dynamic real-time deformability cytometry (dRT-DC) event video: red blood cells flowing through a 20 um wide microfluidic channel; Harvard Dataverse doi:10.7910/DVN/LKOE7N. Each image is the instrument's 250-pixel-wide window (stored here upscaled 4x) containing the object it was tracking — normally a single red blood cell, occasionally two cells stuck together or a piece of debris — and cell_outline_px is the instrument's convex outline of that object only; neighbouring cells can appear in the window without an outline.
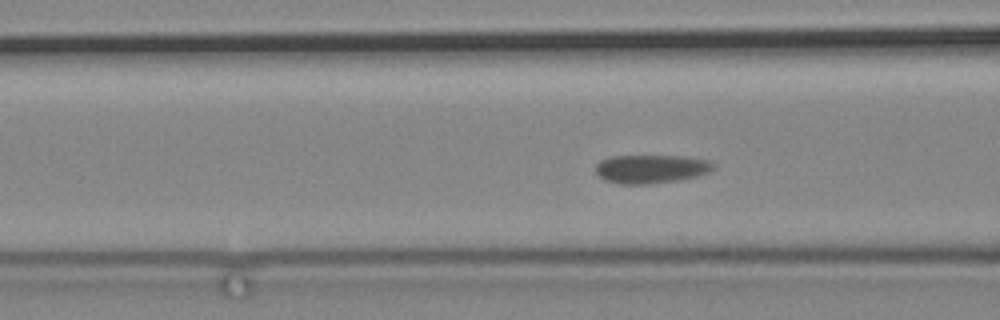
{"species": "common noctule bat (a hibernating species)", "species_latin": "Nyctalus noctula", "temperature_condition": "cold", "stored_images_in_passage": 47, "camera_frame_rate_fps": 3000, "um_per_image_px": 0.085, "animal": {"sex": "male", "body_mass_g": 19.2, "forearm_length_mm": 51.8}, "frame": {"image": 1, "passage_image": 6, "time_ms": 1.667, "image_size_px": [1000, 320], "cell_outline_px": [[716, 168], [708, 172], [696, 176], [680, 180], [652, 184], [620, 184], [604, 180], [596, 172], [596, 164], [600, 160], [608, 156], [688, 156], [708, 160], [716, 164]], "centroid_in_image_um": [55.36, 14.35], "position_along_channel_um": 111.2, "area_um2": 19.88}}
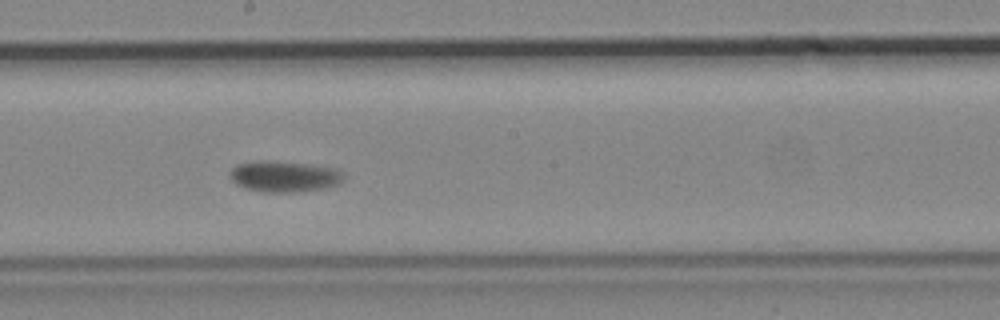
{"frame": {"image": 2, "passage_image": 17, "time_ms": 5.333, "image_size_px": [1000, 320], "cell_outline_px": [[344, 176], [340, 184], [324, 188], [292, 192], [260, 192], [244, 188], [236, 184], [228, 176], [228, 172], [236, 164], [256, 160], [268, 160], [308, 164], [336, 168]], "centroid_in_image_um": [24.09, 14.99], "position_along_channel_um": 224.1, "area_um2": 20.81}}
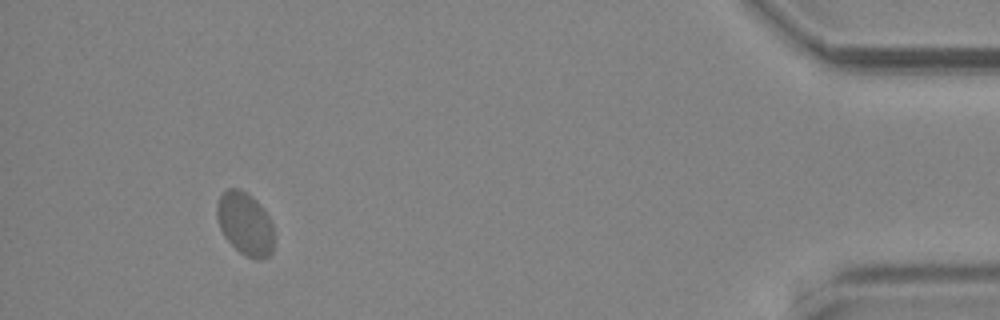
{"frame": {"image": 3, "passage_image": 42, "time_ms": 13.667, "image_size_px": [1000, 320], "cell_outline_px": [[272, 252], [268, 256], [260, 260], [248, 256], [240, 252], [224, 236], [220, 228], [216, 216], [216, 204], [220, 196], [228, 188], [240, 188], [252, 196], [260, 204], [268, 216], [272, 224]], "centroid_in_image_um": [20.81, 18.98], "position_along_channel_um": 414.4, "area_um2": 20.75}}